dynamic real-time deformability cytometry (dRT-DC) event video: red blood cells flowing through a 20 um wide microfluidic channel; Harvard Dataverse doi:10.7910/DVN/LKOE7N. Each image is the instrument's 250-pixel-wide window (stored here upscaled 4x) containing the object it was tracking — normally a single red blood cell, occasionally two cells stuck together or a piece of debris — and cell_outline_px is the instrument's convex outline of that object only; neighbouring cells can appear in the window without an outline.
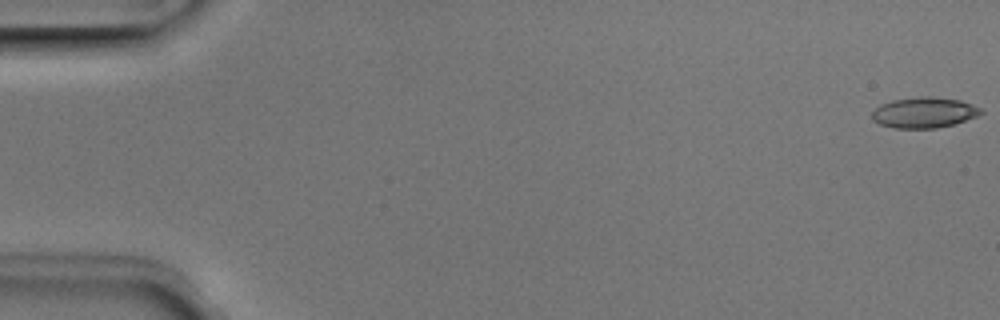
{"species": "Egyptian fruit bat (a non-hibernating species)", "species_latin": "Rousettus aegyptiacus", "temperature_condition": "room temperature", "stored_images_in_passage": 5, "camera_frame_rate_fps": 3000, "um_per_image_px": 0.085, "animal": {"sex": "male"}, "frame": {"image": 1, "passage_image": 1, "time_ms": 0.0, "image_size_px": [1000, 320], "cell_outline_px": [[984, 112], [976, 116], [952, 124], [936, 128], [896, 128], [880, 124], [872, 120], [872, 112], [880, 104], [892, 100], [920, 96], [932, 96], [960, 100], [972, 104], [980, 108]], "centroid_in_image_um": [78.52, 9.55], "position_along_channel_um": 6.5, "area_um2": 19.36}}
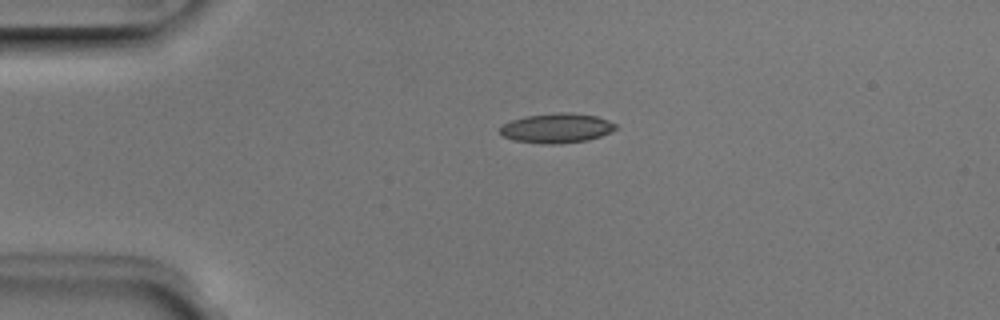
{"frame": {"image": 2, "passage_image": 4, "time_ms": 1.0, "image_size_px": [1000, 320], "cell_outline_px": [[620, 128], [612, 132], [588, 140], [552, 144], [548, 144], [516, 140], [504, 136], [500, 132], [500, 128], [504, 124], [512, 120], [524, 116], [560, 112], [568, 112], [596, 116], [608, 120], [616, 124]], "centroid_in_image_um": [47.38, 10.88], "position_along_channel_um": 37.6, "area_um2": 19.83}}